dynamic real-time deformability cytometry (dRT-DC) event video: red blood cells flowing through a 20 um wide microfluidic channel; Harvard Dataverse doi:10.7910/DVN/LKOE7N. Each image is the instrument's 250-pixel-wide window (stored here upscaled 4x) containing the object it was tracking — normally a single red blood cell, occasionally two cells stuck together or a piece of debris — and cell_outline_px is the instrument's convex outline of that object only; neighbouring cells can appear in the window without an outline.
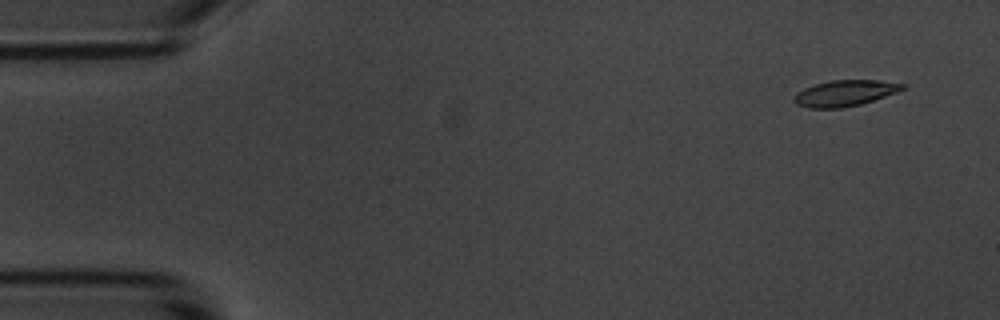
{"species": "common noctule bat (a hibernating species)", "species_latin": "Nyctalus noctula", "temperature_condition": "room temperature", "stored_images_in_passage": 4, "camera_frame_rate_fps": 3000, "um_per_image_px": 0.085, "animal": {"sex": "male", "body_mass_g": 20.1, "forearm_length_mm": 53.5}, "frame": {"image": 1, "passage_image": 1, "time_ms": 0.0, "image_size_px": [1000, 320], "cell_outline_px": [[908, 84], [904, 88], [896, 92], [860, 104], [840, 108], [808, 108], [796, 104], [792, 100], [796, 92], [804, 88], [816, 84], [832, 80], [880, 80]], "centroid_in_image_um": [71.79, 7.91], "position_along_channel_um": 13.2, "area_um2": 16.36}}